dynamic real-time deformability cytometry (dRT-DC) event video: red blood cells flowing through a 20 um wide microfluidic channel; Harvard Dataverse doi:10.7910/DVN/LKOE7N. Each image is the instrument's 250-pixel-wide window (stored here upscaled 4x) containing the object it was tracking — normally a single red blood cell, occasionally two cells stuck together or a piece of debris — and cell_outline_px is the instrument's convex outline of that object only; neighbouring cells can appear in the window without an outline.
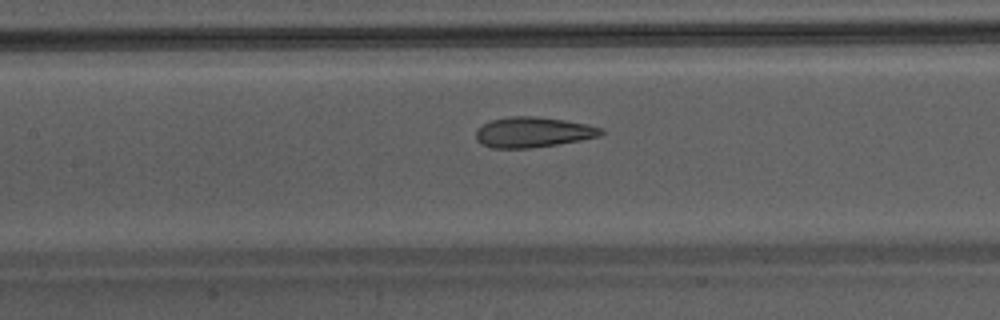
{"species": "Egyptian fruit bat (a non-hibernating species)", "species_latin": "Rousettus aegyptiacus", "temperature_condition": "warm", "stored_images_in_passage": 40, "camera_frame_rate_fps": 3000, "um_per_image_px": 0.085, "animal": {"sex": "male"}, "frame": {"image": 1, "passage_image": 16, "time_ms": 5.0, "image_size_px": [1000, 320], "cell_outline_px": [[604, 132], [600, 136], [580, 140], [556, 144], [528, 148], [492, 148], [480, 144], [476, 140], [476, 132], [484, 124], [492, 120], [508, 116], [532, 116], [564, 120], [588, 124], [604, 128]], "centroid_in_image_um": [45.32, 11.24], "position_along_channel_um": 162.1, "area_um2": 22.02}}
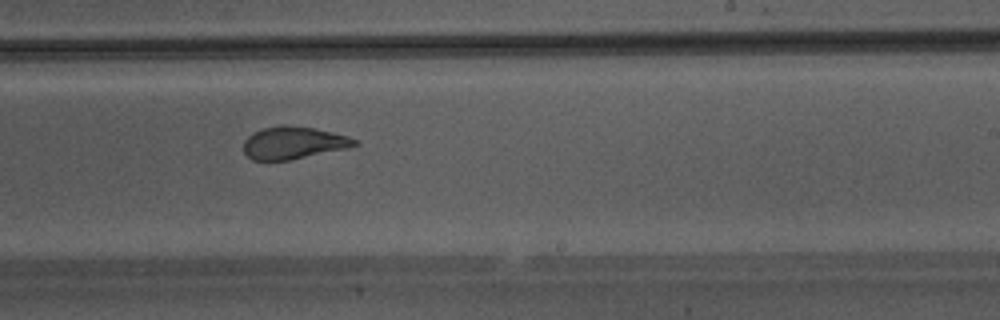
{"frame": {"image": 2, "passage_image": 23, "time_ms": 7.333, "image_size_px": [1000, 320], "cell_outline_px": [[360, 144], [348, 148], [288, 160], [252, 160], [244, 152], [244, 140], [252, 132], [264, 128], [312, 128], [332, 132], [348, 136], [360, 140]], "centroid_in_image_um": [24.98, 12.18], "position_along_channel_um": 264.0, "area_um2": 20.29}}
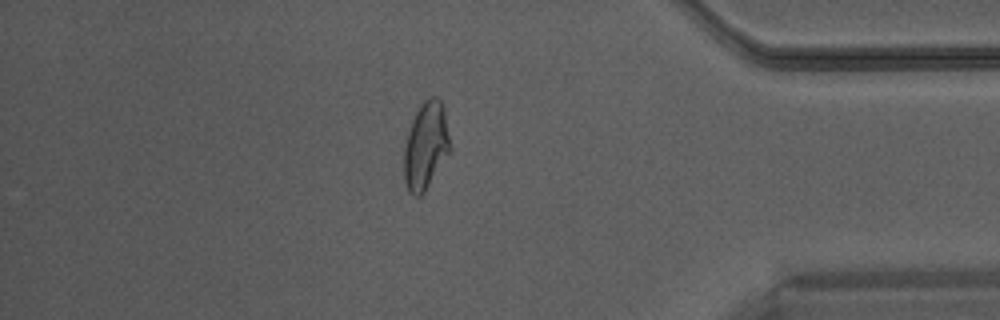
{"frame": {"image": 3, "passage_image": 34, "time_ms": 11.0, "image_size_px": [1000, 320], "cell_outline_px": [[452, 148], [424, 192], [420, 196], [416, 196], [408, 192], [404, 180], [404, 148], [408, 132], [412, 120], [420, 104], [424, 100], [432, 96], [436, 96], [440, 100], [444, 108]], "centroid_in_image_um": [36.2, 12.37], "position_along_channel_um": 399.0, "area_um2": 23.47}}